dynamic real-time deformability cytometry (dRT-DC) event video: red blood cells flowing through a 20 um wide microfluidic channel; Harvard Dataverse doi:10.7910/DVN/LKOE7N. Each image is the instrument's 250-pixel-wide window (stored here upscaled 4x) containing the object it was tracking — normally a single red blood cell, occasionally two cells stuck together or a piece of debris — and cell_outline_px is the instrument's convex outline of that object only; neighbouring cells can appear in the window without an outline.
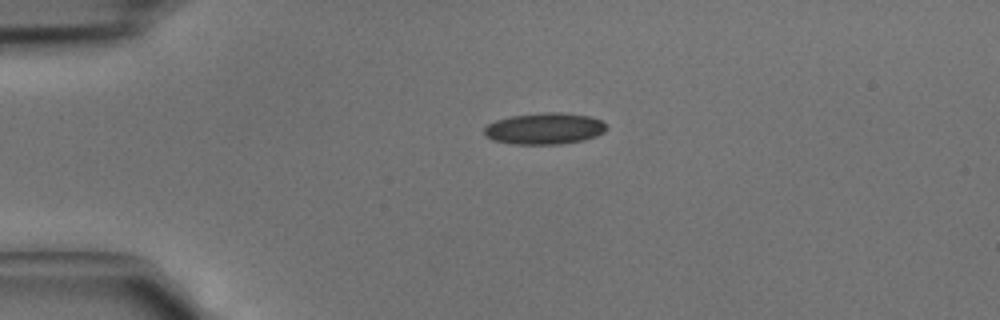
{"species": "common noctule bat (a hibernating species)", "species_latin": "Nyctalus noctula", "temperature_condition": "cold", "stored_images_in_passage": 5, "camera_frame_rate_fps": 3000, "um_per_image_px": 0.085, "animal": {"sex": "male", "body_mass_g": 15.6}, "frame": {"image": 1, "passage_image": 3, "time_ms": 0.667, "image_size_px": [1000, 320], "cell_outline_px": [[608, 128], [604, 132], [596, 136], [584, 140], [560, 144], [516, 144], [492, 140], [484, 136], [484, 128], [488, 124], [496, 120], [512, 116], [544, 112], [560, 112], [588, 116], [600, 120]], "centroid_in_image_um": [46.27, 10.93], "position_along_channel_um": 38.7, "area_um2": 22.37}}